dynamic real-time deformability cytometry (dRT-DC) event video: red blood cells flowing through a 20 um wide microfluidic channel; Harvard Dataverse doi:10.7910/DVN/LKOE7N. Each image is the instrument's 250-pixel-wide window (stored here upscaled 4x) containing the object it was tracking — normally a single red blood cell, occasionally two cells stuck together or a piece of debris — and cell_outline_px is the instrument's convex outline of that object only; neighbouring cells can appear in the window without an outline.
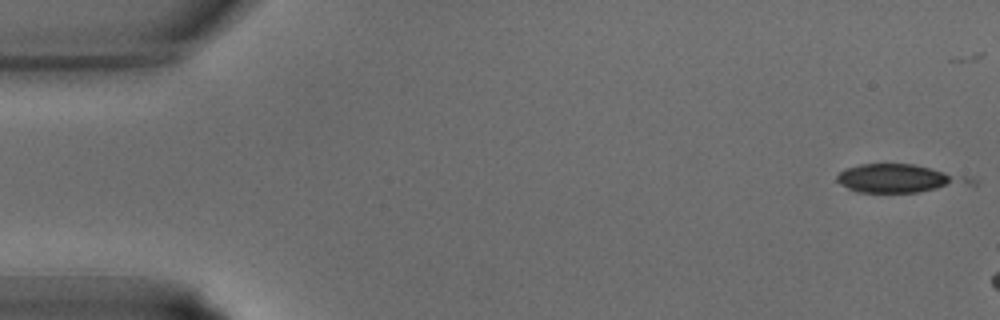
{"species": "common noctule bat (a hibernating species)", "species_latin": "Nyctalus noctula", "temperature_condition": "warm", "stored_images_in_passage": 2, "camera_frame_rate_fps": 3000, "um_per_image_px": 0.085, "animal": {"sex": "male", "body_mass_g": 15.6}, "frame": {"image": 1, "passage_image": 1, "time_ms": 0.0, "image_size_px": [1000, 320], "cell_outline_px": [[980, 180], [976, 188], [920, 192], [856, 192], [840, 184], [836, 180], [836, 176], [844, 168], [860, 164], [912, 164], [972, 176]], "centroid_in_image_um": [76.7, 15.2], "position_along_channel_um": 8.3, "area_um2": 23.24}}